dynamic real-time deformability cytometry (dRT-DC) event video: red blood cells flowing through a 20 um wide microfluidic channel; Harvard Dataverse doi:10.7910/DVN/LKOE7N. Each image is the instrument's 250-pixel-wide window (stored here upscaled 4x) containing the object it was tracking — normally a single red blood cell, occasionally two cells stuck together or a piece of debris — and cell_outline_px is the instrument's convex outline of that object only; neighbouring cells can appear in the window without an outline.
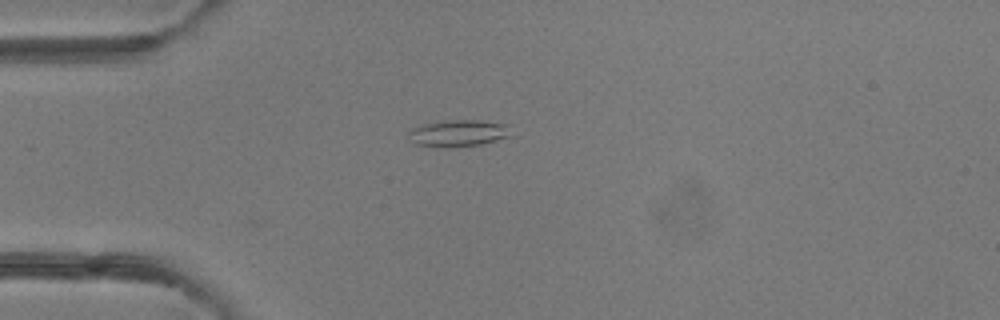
{"species": "common noctule bat (a hibernating species)", "species_latin": "Nyctalus noctula", "temperature_condition": "room temperature", "stored_images_in_passage": 4, "camera_frame_rate_fps": 3000, "um_per_image_px": 0.085, "animal": {"sex": "female"}, "frame": {"image": 1, "passage_image": 1, "time_ms": 0.0, "image_size_px": [1000, 320], "cell_outline_px": [[512, 136], [480, 144], [444, 148], [416, 144], [412, 140], [408, 132], [412, 128], [424, 124], [452, 120], [480, 120], [508, 124]], "centroid_in_image_um": [39.0, 11.32], "position_along_channel_um": 46.0, "area_um2": 15.84}}